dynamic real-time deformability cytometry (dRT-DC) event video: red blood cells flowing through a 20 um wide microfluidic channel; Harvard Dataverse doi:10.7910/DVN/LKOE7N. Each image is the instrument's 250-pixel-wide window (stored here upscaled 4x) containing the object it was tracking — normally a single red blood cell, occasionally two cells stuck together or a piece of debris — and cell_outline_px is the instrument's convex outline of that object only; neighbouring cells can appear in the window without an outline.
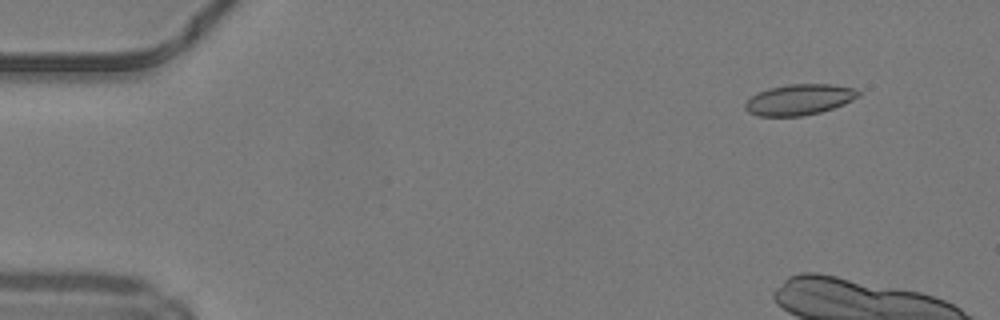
{"species": "common noctule bat (a hibernating species)", "species_latin": "Nyctalus noctula", "temperature_condition": "warm", "stored_images_in_passage": 8, "camera_frame_rate_fps": 3000, "um_per_image_px": 0.085, "animal": {"sex": "male", "body_mass_g": 19.2, "forearm_length_mm": 51.8}, "frame": {"image": 1, "passage_image": 1, "time_ms": 0.0, "image_size_px": [1000, 320], "cell_outline_px": [[860, 96], [844, 104], [820, 112], [800, 116], [760, 116], [748, 112], [744, 108], [744, 104], [752, 96], [768, 88], [788, 84], [832, 84], [856, 88], [860, 92]], "centroid_in_image_um": [67.96, 8.46], "position_along_channel_um": 17.0, "area_um2": 20.29}}